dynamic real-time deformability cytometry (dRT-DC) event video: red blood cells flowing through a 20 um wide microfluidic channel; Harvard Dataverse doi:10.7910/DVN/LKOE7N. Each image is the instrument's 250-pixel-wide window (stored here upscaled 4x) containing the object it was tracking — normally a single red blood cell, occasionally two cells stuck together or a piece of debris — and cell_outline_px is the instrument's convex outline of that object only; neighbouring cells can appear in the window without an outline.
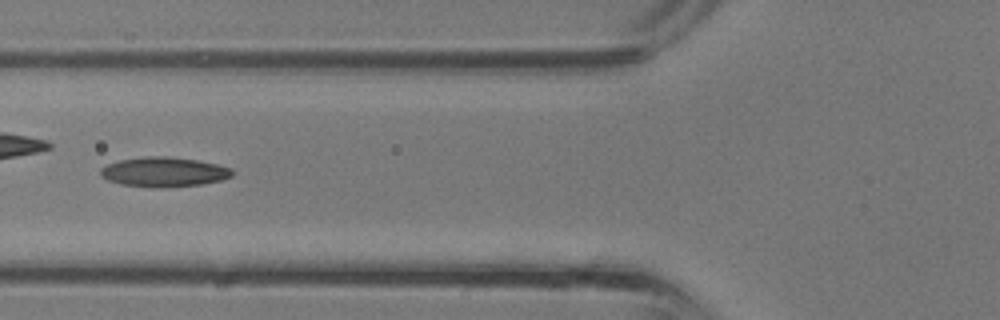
{"species": "common noctule bat (a hibernating species)", "species_latin": "Nyctalus noctula", "temperature_condition": "room temperature", "stored_images_in_passage": 27, "camera_frame_rate_fps": 3000, "um_per_image_px": 0.085, "animal": {"sex": "male", "body_mass_g": 13.3}, "frame": {"image": 1, "passage_image": 5, "time_ms": 1.333, "image_size_px": [1000, 320], "cell_outline_px": [[232, 176], [220, 180], [200, 184], [160, 188], [156, 188], [120, 184], [108, 180], [100, 176], [100, 168], [108, 164], [120, 160], [144, 156], [168, 156], [196, 160], [216, 164], [232, 168]], "centroid_in_image_um": [13.9, 14.61], "position_along_channel_um": 111.9, "area_um2": 22.72}}
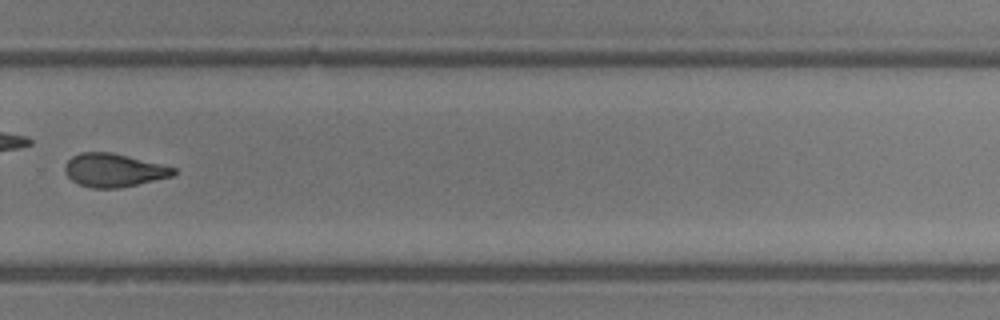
{"frame": {"image": 2, "passage_image": 16, "time_ms": 5.0, "image_size_px": [1000, 320], "cell_outline_px": [[176, 172], [172, 176], [120, 188], [92, 188], [80, 184], [72, 180], [64, 172], [64, 164], [72, 156], [80, 152], [112, 152], [176, 168]], "centroid_in_image_um": [9.63, 14.46], "position_along_channel_um": 320.2, "area_um2": 20.98}}